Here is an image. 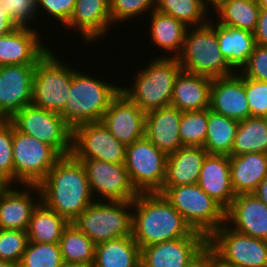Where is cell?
<instances>
[{
	"instance_id": "obj_8",
	"label": "cell",
	"mask_w": 267,
	"mask_h": 267,
	"mask_svg": "<svg viewBox=\"0 0 267 267\" xmlns=\"http://www.w3.org/2000/svg\"><path fill=\"white\" fill-rule=\"evenodd\" d=\"M75 69L58 59L51 50L36 64L33 75L31 105L61 114Z\"/></svg>"
},
{
	"instance_id": "obj_18",
	"label": "cell",
	"mask_w": 267,
	"mask_h": 267,
	"mask_svg": "<svg viewBox=\"0 0 267 267\" xmlns=\"http://www.w3.org/2000/svg\"><path fill=\"white\" fill-rule=\"evenodd\" d=\"M12 186L0 188V229L26 231L33 210L41 202L40 189L38 185H20L21 189Z\"/></svg>"
},
{
	"instance_id": "obj_32",
	"label": "cell",
	"mask_w": 267,
	"mask_h": 267,
	"mask_svg": "<svg viewBox=\"0 0 267 267\" xmlns=\"http://www.w3.org/2000/svg\"><path fill=\"white\" fill-rule=\"evenodd\" d=\"M59 244L65 265L93 266L96 244L73 222L64 229Z\"/></svg>"
},
{
	"instance_id": "obj_43",
	"label": "cell",
	"mask_w": 267,
	"mask_h": 267,
	"mask_svg": "<svg viewBox=\"0 0 267 267\" xmlns=\"http://www.w3.org/2000/svg\"><path fill=\"white\" fill-rule=\"evenodd\" d=\"M0 3L17 27H31L30 21L33 22V19L38 16L37 0H0Z\"/></svg>"
},
{
	"instance_id": "obj_17",
	"label": "cell",
	"mask_w": 267,
	"mask_h": 267,
	"mask_svg": "<svg viewBox=\"0 0 267 267\" xmlns=\"http://www.w3.org/2000/svg\"><path fill=\"white\" fill-rule=\"evenodd\" d=\"M146 113L123 92L111 101L101 122L126 146L145 137Z\"/></svg>"
},
{
	"instance_id": "obj_16",
	"label": "cell",
	"mask_w": 267,
	"mask_h": 267,
	"mask_svg": "<svg viewBox=\"0 0 267 267\" xmlns=\"http://www.w3.org/2000/svg\"><path fill=\"white\" fill-rule=\"evenodd\" d=\"M208 238L197 231L190 236L172 239L141 248V267H184L206 245Z\"/></svg>"
},
{
	"instance_id": "obj_40",
	"label": "cell",
	"mask_w": 267,
	"mask_h": 267,
	"mask_svg": "<svg viewBox=\"0 0 267 267\" xmlns=\"http://www.w3.org/2000/svg\"><path fill=\"white\" fill-rule=\"evenodd\" d=\"M28 242L27 231L0 229V260L19 264Z\"/></svg>"
},
{
	"instance_id": "obj_52",
	"label": "cell",
	"mask_w": 267,
	"mask_h": 267,
	"mask_svg": "<svg viewBox=\"0 0 267 267\" xmlns=\"http://www.w3.org/2000/svg\"><path fill=\"white\" fill-rule=\"evenodd\" d=\"M260 9H267V0H256Z\"/></svg>"
},
{
	"instance_id": "obj_21",
	"label": "cell",
	"mask_w": 267,
	"mask_h": 267,
	"mask_svg": "<svg viewBox=\"0 0 267 267\" xmlns=\"http://www.w3.org/2000/svg\"><path fill=\"white\" fill-rule=\"evenodd\" d=\"M34 28L17 27L11 33L0 36V67L37 64L51 50L44 46Z\"/></svg>"
},
{
	"instance_id": "obj_12",
	"label": "cell",
	"mask_w": 267,
	"mask_h": 267,
	"mask_svg": "<svg viewBox=\"0 0 267 267\" xmlns=\"http://www.w3.org/2000/svg\"><path fill=\"white\" fill-rule=\"evenodd\" d=\"M216 259L229 267H267V241L234 231L224 223L209 238Z\"/></svg>"
},
{
	"instance_id": "obj_30",
	"label": "cell",
	"mask_w": 267,
	"mask_h": 267,
	"mask_svg": "<svg viewBox=\"0 0 267 267\" xmlns=\"http://www.w3.org/2000/svg\"><path fill=\"white\" fill-rule=\"evenodd\" d=\"M150 19V38L159 49L166 51L169 55L160 57L176 58L182 50L185 33L188 28L182 21L172 16L152 10ZM172 53H174L172 55ZM172 56H171V55Z\"/></svg>"
},
{
	"instance_id": "obj_14",
	"label": "cell",
	"mask_w": 267,
	"mask_h": 267,
	"mask_svg": "<svg viewBox=\"0 0 267 267\" xmlns=\"http://www.w3.org/2000/svg\"><path fill=\"white\" fill-rule=\"evenodd\" d=\"M126 145L118 141L102 122L84 123L73 129L72 155L76 159L125 162Z\"/></svg>"
},
{
	"instance_id": "obj_38",
	"label": "cell",
	"mask_w": 267,
	"mask_h": 267,
	"mask_svg": "<svg viewBox=\"0 0 267 267\" xmlns=\"http://www.w3.org/2000/svg\"><path fill=\"white\" fill-rule=\"evenodd\" d=\"M59 243L28 242L19 267H63Z\"/></svg>"
},
{
	"instance_id": "obj_7",
	"label": "cell",
	"mask_w": 267,
	"mask_h": 267,
	"mask_svg": "<svg viewBox=\"0 0 267 267\" xmlns=\"http://www.w3.org/2000/svg\"><path fill=\"white\" fill-rule=\"evenodd\" d=\"M128 209V210H127ZM132 201H94L73 223L95 244L132 236Z\"/></svg>"
},
{
	"instance_id": "obj_29",
	"label": "cell",
	"mask_w": 267,
	"mask_h": 267,
	"mask_svg": "<svg viewBox=\"0 0 267 267\" xmlns=\"http://www.w3.org/2000/svg\"><path fill=\"white\" fill-rule=\"evenodd\" d=\"M141 249L132 236L120 237L95 245L92 267H141Z\"/></svg>"
},
{
	"instance_id": "obj_13",
	"label": "cell",
	"mask_w": 267,
	"mask_h": 267,
	"mask_svg": "<svg viewBox=\"0 0 267 267\" xmlns=\"http://www.w3.org/2000/svg\"><path fill=\"white\" fill-rule=\"evenodd\" d=\"M83 164L95 201H133L138 192L132 185L124 163L96 159H77ZM95 195V196H94ZM97 197H102L98 198Z\"/></svg>"
},
{
	"instance_id": "obj_31",
	"label": "cell",
	"mask_w": 267,
	"mask_h": 267,
	"mask_svg": "<svg viewBox=\"0 0 267 267\" xmlns=\"http://www.w3.org/2000/svg\"><path fill=\"white\" fill-rule=\"evenodd\" d=\"M70 222L42 202L33 210L27 228L29 242L59 243L64 229Z\"/></svg>"
},
{
	"instance_id": "obj_11",
	"label": "cell",
	"mask_w": 267,
	"mask_h": 267,
	"mask_svg": "<svg viewBox=\"0 0 267 267\" xmlns=\"http://www.w3.org/2000/svg\"><path fill=\"white\" fill-rule=\"evenodd\" d=\"M167 155L146 137L126 146L124 165L138 193L162 190L166 178Z\"/></svg>"
},
{
	"instance_id": "obj_46",
	"label": "cell",
	"mask_w": 267,
	"mask_h": 267,
	"mask_svg": "<svg viewBox=\"0 0 267 267\" xmlns=\"http://www.w3.org/2000/svg\"><path fill=\"white\" fill-rule=\"evenodd\" d=\"M216 258L213 248L207 244L195 257H193L184 267H211Z\"/></svg>"
},
{
	"instance_id": "obj_20",
	"label": "cell",
	"mask_w": 267,
	"mask_h": 267,
	"mask_svg": "<svg viewBox=\"0 0 267 267\" xmlns=\"http://www.w3.org/2000/svg\"><path fill=\"white\" fill-rule=\"evenodd\" d=\"M225 223L236 232L267 241V206L254 193L236 195L225 210Z\"/></svg>"
},
{
	"instance_id": "obj_47",
	"label": "cell",
	"mask_w": 267,
	"mask_h": 267,
	"mask_svg": "<svg viewBox=\"0 0 267 267\" xmlns=\"http://www.w3.org/2000/svg\"><path fill=\"white\" fill-rule=\"evenodd\" d=\"M253 35L257 45L267 46V9H260Z\"/></svg>"
},
{
	"instance_id": "obj_41",
	"label": "cell",
	"mask_w": 267,
	"mask_h": 267,
	"mask_svg": "<svg viewBox=\"0 0 267 267\" xmlns=\"http://www.w3.org/2000/svg\"><path fill=\"white\" fill-rule=\"evenodd\" d=\"M155 4L156 0H109L112 25L131 18L137 19L138 15H144L145 12L150 13L155 10Z\"/></svg>"
},
{
	"instance_id": "obj_26",
	"label": "cell",
	"mask_w": 267,
	"mask_h": 267,
	"mask_svg": "<svg viewBox=\"0 0 267 267\" xmlns=\"http://www.w3.org/2000/svg\"><path fill=\"white\" fill-rule=\"evenodd\" d=\"M207 154L204 147L183 146L167 155L163 186L197 184Z\"/></svg>"
},
{
	"instance_id": "obj_34",
	"label": "cell",
	"mask_w": 267,
	"mask_h": 267,
	"mask_svg": "<svg viewBox=\"0 0 267 267\" xmlns=\"http://www.w3.org/2000/svg\"><path fill=\"white\" fill-rule=\"evenodd\" d=\"M252 152L267 154V117H248L239 122L229 156Z\"/></svg>"
},
{
	"instance_id": "obj_25",
	"label": "cell",
	"mask_w": 267,
	"mask_h": 267,
	"mask_svg": "<svg viewBox=\"0 0 267 267\" xmlns=\"http://www.w3.org/2000/svg\"><path fill=\"white\" fill-rule=\"evenodd\" d=\"M213 78L181 70L176 76L170 106L184 111L208 109Z\"/></svg>"
},
{
	"instance_id": "obj_1",
	"label": "cell",
	"mask_w": 267,
	"mask_h": 267,
	"mask_svg": "<svg viewBox=\"0 0 267 267\" xmlns=\"http://www.w3.org/2000/svg\"><path fill=\"white\" fill-rule=\"evenodd\" d=\"M38 187L41 202L70 223L95 201L85 168L73 155L62 156Z\"/></svg>"
},
{
	"instance_id": "obj_51",
	"label": "cell",
	"mask_w": 267,
	"mask_h": 267,
	"mask_svg": "<svg viewBox=\"0 0 267 267\" xmlns=\"http://www.w3.org/2000/svg\"><path fill=\"white\" fill-rule=\"evenodd\" d=\"M0 267H19V264L11 261L0 260Z\"/></svg>"
},
{
	"instance_id": "obj_24",
	"label": "cell",
	"mask_w": 267,
	"mask_h": 267,
	"mask_svg": "<svg viewBox=\"0 0 267 267\" xmlns=\"http://www.w3.org/2000/svg\"><path fill=\"white\" fill-rule=\"evenodd\" d=\"M181 116L182 111L172 106L146 113L145 137L166 155L183 147L179 133Z\"/></svg>"
},
{
	"instance_id": "obj_10",
	"label": "cell",
	"mask_w": 267,
	"mask_h": 267,
	"mask_svg": "<svg viewBox=\"0 0 267 267\" xmlns=\"http://www.w3.org/2000/svg\"><path fill=\"white\" fill-rule=\"evenodd\" d=\"M9 121L17 131L47 143L61 156L72 155L73 129L60 114L28 105Z\"/></svg>"
},
{
	"instance_id": "obj_22",
	"label": "cell",
	"mask_w": 267,
	"mask_h": 267,
	"mask_svg": "<svg viewBox=\"0 0 267 267\" xmlns=\"http://www.w3.org/2000/svg\"><path fill=\"white\" fill-rule=\"evenodd\" d=\"M66 27L76 29L83 41H86L84 44L90 45L105 37L109 27H112L109 0H76Z\"/></svg>"
},
{
	"instance_id": "obj_39",
	"label": "cell",
	"mask_w": 267,
	"mask_h": 267,
	"mask_svg": "<svg viewBox=\"0 0 267 267\" xmlns=\"http://www.w3.org/2000/svg\"><path fill=\"white\" fill-rule=\"evenodd\" d=\"M0 182L2 185L14 184L12 124L9 120H0Z\"/></svg>"
},
{
	"instance_id": "obj_9",
	"label": "cell",
	"mask_w": 267,
	"mask_h": 267,
	"mask_svg": "<svg viewBox=\"0 0 267 267\" xmlns=\"http://www.w3.org/2000/svg\"><path fill=\"white\" fill-rule=\"evenodd\" d=\"M14 184L39 185L62 157L52 146L12 125Z\"/></svg>"
},
{
	"instance_id": "obj_54",
	"label": "cell",
	"mask_w": 267,
	"mask_h": 267,
	"mask_svg": "<svg viewBox=\"0 0 267 267\" xmlns=\"http://www.w3.org/2000/svg\"><path fill=\"white\" fill-rule=\"evenodd\" d=\"M63 267H86V266L64 265Z\"/></svg>"
},
{
	"instance_id": "obj_36",
	"label": "cell",
	"mask_w": 267,
	"mask_h": 267,
	"mask_svg": "<svg viewBox=\"0 0 267 267\" xmlns=\"http://www.w3.org/2000/svg\"><path fill=\"white\" fill-rule=\"evenodd\" d=\"M155 10L182 21L188 27L203 26L212 19L201 0H156Z\"/></svg>"
},
{
	"instance_id": "obj_50",
	"label": "cell",
	"mask_w": 267,
	"mask_h": 267,
	"mask_svg": "<svg viewBox=\"0 0 267 267\" xmlns=\"http://www.w3.org/2000/svg\"><path fill=\"white\" fill-rule=\"evenodd\" d=\"M203 5L209 10L210 8L213 9V11L224 1L226 0H201ZM210 5V6H209ZM210 7V8H209Z\"/></svg>"
},
{
	"instance_id": "obj_44",
	"label": "cell",
	"mask_w": 267,
	"mask_h": 267,
	"mask_svg": "<svg viewBox=\"0 0 267 267\" xmlns=\"http://www.w3.org/2000/svg\"><path fill=\"white\" fill-rule=\"evenodd\" d=\"M240 73L249 79L267 81V46L256 44Z\"/></svg>"
},
{
	"instance_id": "obj_5",
	"label": "cell",
	"mask_w": 267,
	"mask_h": 267,
	"mask_svg": "<svg viewBox=\"0 0 267 267\" xmlns=\"http://www.w3.org/2000/svg\"><path fill=\"white\" fill-rule=\"evenodd\" d=\"M188 27L181 52L176 57L182 70L211 78L230 76L235 71L223 57L217 38V22Z\"/></svg>"
},
{
	"instance_id": "obj_48",
	"label": "cell",
	"mask_w": 267,
	"mask_h": 267,
	"mask_svg": "<svg viewBox=\"0 0 267 267\" xmlns=\"http://www.w3.org/2000/svg\"><path fill=\"white\" fill-rule=\"evenodd\" d=\"M17 28L12 17L8 14L7 10L0 3V36L9 34Z\"/></svg>"
},
{
	"instance_id": "obj_28",
	"label": "cell",
	"mask_w": 267,
	"mask_h": 267,
	"mask_svg": "<svg viewBox=\"0 0 267 267\" xmlns=\"http://www.w3.org/2000/svg\"><path fill=\"white\" fill-rule=\"evenodd\" d=\"M217 38L223 57L235 72H240L256 45L253 33L217 23Z\"/></svg>"
},
{
	"instance_id": "obj_15",
	"label": "cell",
	"mask_w": 267,
	"mask_h": 267,
	"mask_svg": "<svg viewBox=\"0 0 267 267\" xmlns=\"http://www.w3.org/2000/svg\"><path fill=\"white\" fill-rule=\"evenodd\" d=\"M35 66L0 67V120H9L25 106L31 105Z\"/></svg>"
},
{
	"instance_id": "obj_45",
	"label": "cell",
	"mask_w": 267,
	"mask_h": 267,
	"mask_svg": "<svg viewBox=\"0 0 267 267\" xmlns=\"http://www.w3.org/2000/svg\"><path fill=\"white\" fill-rule=\"evenodd\" d=\"M39 11H45L50 17L60 21L64 27L68 24L75 7L76 0H37Z\"/></svg>"
},
{
	"instance_id": "obj_27",
	"label": "cell",
	"mask_w": 267,
	"mask_h": 267,
	"mask_svg": "<svg viewBox=\"0 0 267 267\" xmlns=\"http://www.w3.org/2000/svg\"><path fill=\"white\" fill-rule=\"evenodd\" d=\"M230 176L236 195L254 193L267 176V154L252 152L230 156Z\"/></svg>"
},
{
	"instance_id": "obj_49",
	"label": "cell",
	"mask_w": 267,
	"mask_h": 267,
	"mask_svg": "<svg viewBox=\"0 0 267 267\" xmlns=\"http://www.w3.org/2000/svg\"><path fill=\"white\" fill-rule=\"evenodd\" d=\"M254 195L267 206V176L259 183Z\"/></svg>"
},
{
	"instance_id": "obj_35",
	"label": "cell",
	"mask_w": 267,
	"mask_h": 267,
	"mask_svg": "<svg viewBox=\"0 0 267 267\" xmlns=\"http://www.w3.org/2000/svg\"><path fill=\"white\" fill-rule=\"evenodd\" d=\"M213 12L218 15L217 23L253 33L258 22L260 7L256 0H226Z\"/></svg>"
},
{
	"instance_id": "obj_37",
	"label": "cell",
	"mask_w": 267,
	"mask_h": 267,
	"mask_svg": "<svg viewBox=\"0 0 267 267\" xmlns=\"http://www.w3.org/2000/svg\"><path fill=\"white\" fill-rule=\"evenodd\" d=\"M208 109L182 112L179 133L182 146L204 147Z\"/></svg>"
},
{
	"instance_id": "obj_3",
	"label": "cell",
	"mask_w": 267,
	"mask_h": 267,
	"mask_svg": "<svg viewBox=\"0 0 267 267\" xmlns=\"http://www.w3.org/2000/svg\"><path fill=\"white\" fill-rule=\"evenodd\" d=\"M121 86L94 78L75 70L66 106L60 114L74 129L84 123L101 122L111 101L120 93Z\"/></svg>"
},
{
	"instance_id": "obj_19",
	"label": "cell",
	"mask_w": 267,
	"mask_h": 267,
	"mask_svg": "<svg viewBox=\"0 0 267 267\" xmlns=\"http://www.w3.org/2000/svg\"><path fill=\"white\" fill-rule=\"evenodd\" d=\"M209 109L238 122L250 117L245 77L240 72L213 78Z\"/></svg>"
},
{
	"instance_id": "obj_4",
	"label": "cell",
	"mask_w": 267,
	"mask_h": 267,
	"mask_svg": "<svg viewBox=\"0 0 267 267\" xmlns=\"http://www.w3.org/2000/svg\"><path fill=\"white\" fill-rule=\"evenodd\" d=\"M182 70L177 58L157 57L141 69L131 86H121L123 92L147 113L171 104L176 76Z\"/></svg>"
},
{
	"instance_id": "obj_42",
	"label": "cell",
	"mask_w": 267,
	"mask_h": 267,
	"mask_svg": "<svg viewBox=\"0 0 267 267\" xmlns=\"http://www.w3.org/2000/svg\"><path fill=\"white\" fill-rule=\"evenodd\" d=\"M245 91L250 117H267V81L245 77Z\"/></svg>"
},
{
	"instance_id": "obj_33",
	"label": "cell",
	"mask_w": 267,
	"mask_h": 267,
	"mask_svg": "<svg viewBox=\"0 0 267 267\" xmlns=\"http://www.w3.org/2000/svg\"><path fill=\"white\" fill-rule=\"evenodd\" d=\"M239 122L208 108L207 135L204 148L208 154L230 155Z\"/></svg>"
},
{
	"instance_id": "obj_6",
	"label": "cell",
	"mask_w": 267,
	"mask_h": 267,
	"mask_svg": "<svg viewBox=\"0 0 267 267\" xmlns=\"http://www.w3.org/2000/svg\"><path fill=\"white\" fill-rule=\"evenodd\" d=\"M161 193L193 231L209 238L225 223V209L198 184L163 186Z\"/></svg>"
},
{
	"instance_id": "obj_2",
	"label": "cell",
	"mask_w": 267,
	"mask_h": 267,
	"mask_svg": "<svg viewBox=\"0 0 267 267\" xmlns=\"http://www.w3.org/2000/svg\"><path fill=\"white\" fill-rule=\"evenodd\" d=\"M132 237L141 248L190 236L194 231L159 192L139 193L132 201Z\"/></svg>"
},
{
	"instance_id": "obj_23",
	"label": "cell",
	"mask_w": 267,
	"mask_h": 267,
	"mask_svg": "<svg viewBox=\"0 0 267 267\" xmlns=\"http://www.w3.org/2000/svg\"><path fill=\"white\" fill-rule=\"evenodd\" d=\"M197 184L226 210L236 197L231 184L230 156L207 154Z\"/></svg>"
},
{
	"instance_id": "obj_53",
	"label": "cell",
	"mask_w": 267,
	"mask_h": 267,
	"mask_svg": "<svg viewBox=\"0 0 267 267\" xmlns=\"http://www.w3.org/2000/svg\"><path fill=\"white\" fill-rule=\"evenodd\" d=\"M211 267H229L224 264H222L220 261H218L216 258L213 260Z\"/></svg>"
}]
</instances>
